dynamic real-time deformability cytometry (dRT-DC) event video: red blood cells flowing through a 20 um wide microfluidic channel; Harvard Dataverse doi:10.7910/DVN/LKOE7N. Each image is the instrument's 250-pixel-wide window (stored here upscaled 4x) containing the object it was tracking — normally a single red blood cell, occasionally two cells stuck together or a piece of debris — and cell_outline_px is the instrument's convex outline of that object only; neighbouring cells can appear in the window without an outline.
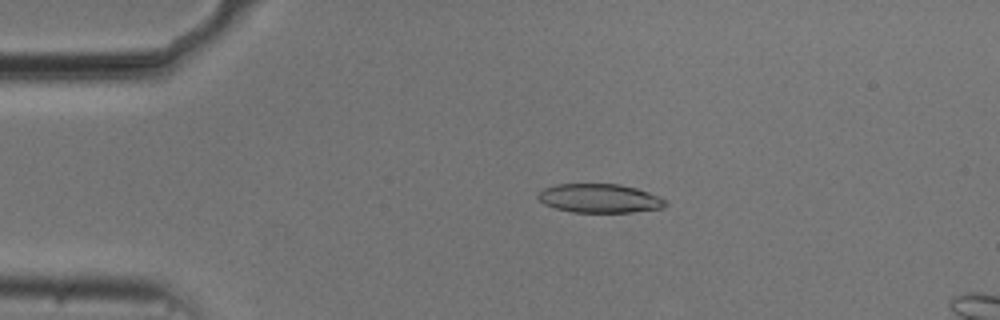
{"species": "common noctule bat (a hibernating species)", "species_latin": "Nyctalus noctula", "temperature_condition": "cold", "stored_images_in_passage": 53, "camera_frame_rate_fps": 3000, "um_per_image_px": 0.085, "animal": {"sex": "male", "body_mass_g": 20.5, "forearm_length_mm": 52.5}, "frame": {"image": 1, "passage_image": 10, "time_ms": 3.0, "image_size_px": [1000, 320], "cell_outline_px": [[668, 204], [664, 208], [632, 212], [572, 212], [556, 208], [544, 204], [536, 196], [544, 188], [556, 184], [620, 184], [636, 188], [660, 196], [668, 200]], "centroid_in_image_um": [51.01, 16.86], "position_along_channel_um": 34.0, "area_um2": 21.56}}
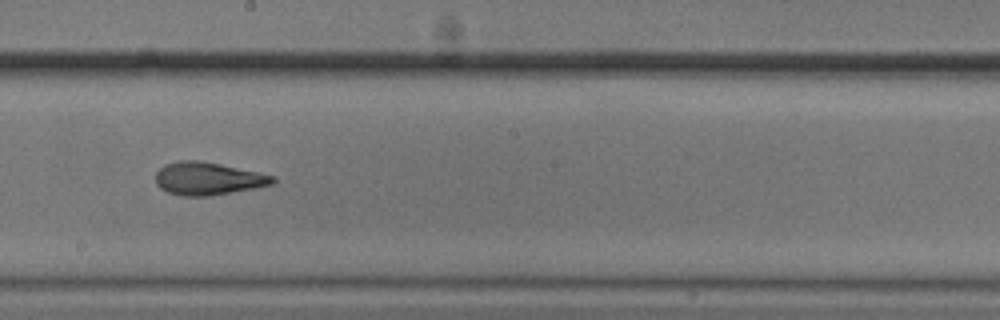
{"frame": {"image": 2, "passage_image": 29, "time_ms": 9.333, "image_size_px": [1000, 320], "cell_outline_px": [[276, 180], [272, 184], [232, 192], [208, 196], [184, 196], [168, 192], [160, 188], [156, 184], [156, 172], [164, 164], [180, 160], [200, 160], [260, 172], [276, 176]], "centroid_in_image_um": [17.67, 15.17], "position_along_channel_um": 230.5, "area_um2": 22.37}}
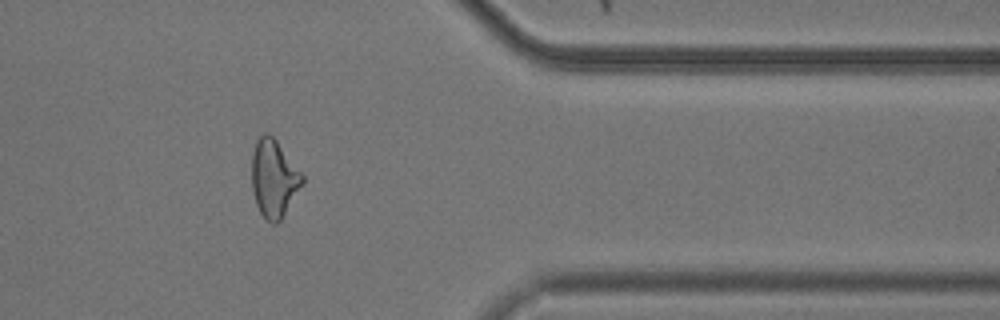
{"frame": {"image": 3, "passage_image": 43, "time_ms": 14.0, "image_size_px": [1000, 320], "cell_outline_px": [[304, 180], [280, 220], [276, 224], [272, 224], [260, 212], [256, 204], [252, 192], [252, 152], [256, 140], [264, 132], [268, 132], [276, 140], [304, 176]], "centroid_in_image_um": [23.24, 15.14], "position_along_channel_um": 388.2, "area_um2": 22.48}, "authors_computed_cell_mechanics": {"area_um2": 22.4264, "velocity_mm_per_s": 3.7313, "shape_relaxation_time_tau1_ms": 4.9502, "shape_relaxation_time_tau2_ms": 2.8611, "deformation_change_tau1": 0.1402, "deformation_change_tau2": 0.1049}}